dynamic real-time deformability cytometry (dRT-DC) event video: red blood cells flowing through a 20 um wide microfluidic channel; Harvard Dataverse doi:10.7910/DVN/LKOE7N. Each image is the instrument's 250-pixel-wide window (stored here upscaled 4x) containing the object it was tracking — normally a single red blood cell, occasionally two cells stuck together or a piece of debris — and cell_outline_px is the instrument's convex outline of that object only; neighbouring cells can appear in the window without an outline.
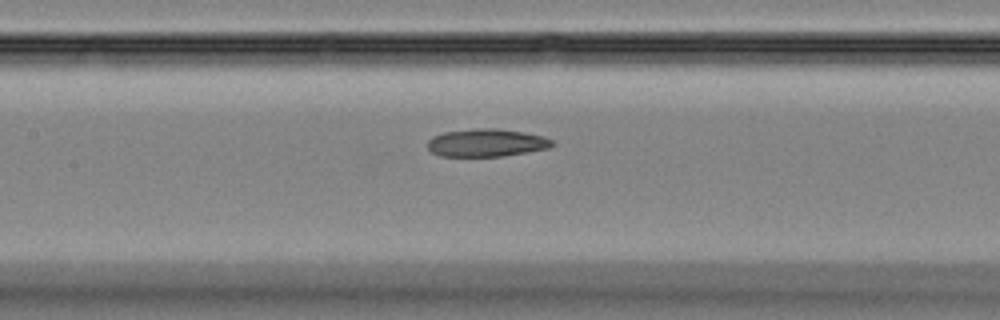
{"species": "Egyptian fruit bat (a non-hibernating species)", "species_latin": "Rousettus aegyptiacus", "temperature_condition": "room temperature", "stored_images_in_passage": 39, "camera_frame_rate_fps": 3000, "um_per_image_px": 0.085, "animal": {"sex": "female"}, "frame": {"image": 1, "passage_image": 13, "time_ms": 4.0, "image_size_px": [1000, 320], "cell_outline_px": [[556, 144], [548, 148], [504, 156], [440, 156], [432, 152], [428, 148], [428, 140], [432, 136], [444, 132], [476, 128], [496, 128], [524, 132], [544, 136], [552, 140]], "centroid_in_image_um": [41.36, 12.13], "position_along_channel_um": 166.0, "area_um2": 20.23}}
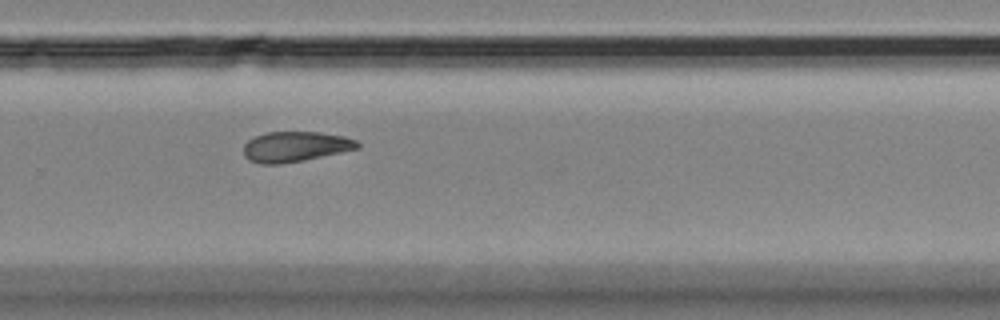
{"frame": {"image": 2, "passage_image": 23, "time_ms": 7.333, "image_size_px": [1000, 320], "cell_outline_px": [[360, 148], [304, 160], [280, 164], [260, 164], [248, 160], [244, 156], [244, 144], [248, 140], [264, 132], [320, 132], [344, 136], [356, 140], [360, 144]], "centroid_in_image_um": [25.09, 12.46], "position_along_channel_um": 304.7, "area_um2": 20.17}}
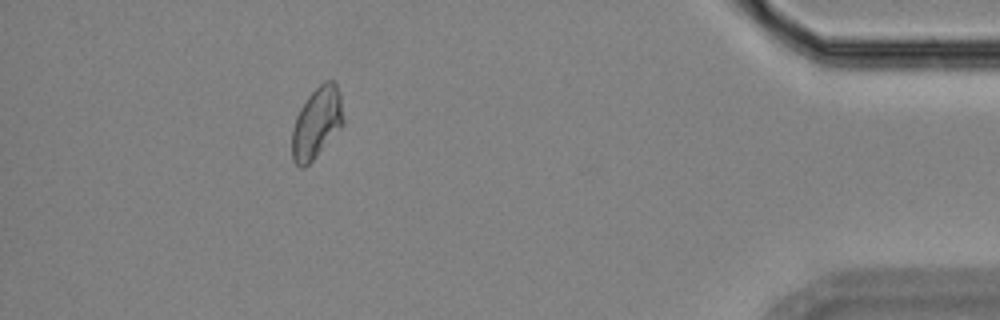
{"frame": {"image": 3, "passage_image": 34, "time_ms": 11.0, "image_size_px": [1000, 320], "cell_outline_px": [[344, 124], [316, 156], [304, 168], [300, 168], [292, 160], [292, 128], [296, 116], [300, 108], [308, 96], [324, 80], [332, 80], [336, 84], [340, 92], [344, 120]], "centroid_in_image_um": [26.92, 10.43], "position_along_channel_um": 408.3, "area_um2": 21.27}}